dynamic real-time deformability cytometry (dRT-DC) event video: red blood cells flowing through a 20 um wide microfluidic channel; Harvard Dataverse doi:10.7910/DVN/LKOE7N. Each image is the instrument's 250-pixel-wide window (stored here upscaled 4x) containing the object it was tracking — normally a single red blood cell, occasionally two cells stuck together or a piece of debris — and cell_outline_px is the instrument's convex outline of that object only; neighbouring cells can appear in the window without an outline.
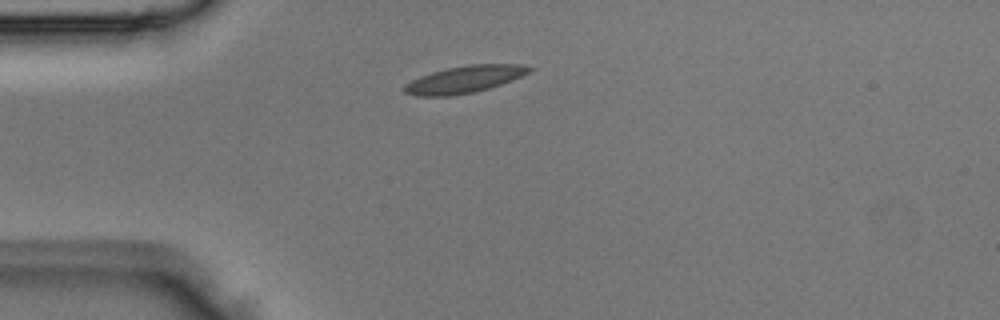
{"species": "Egyptian fruit bat (a non-hibernating species)", "species_latin": "Rousettus aegyptiacus", "temperature_condition": "room temperature", "stored_images_in_passage": 2, "camera_frame_rate_fps": 3000, "um_per_image_px": 0.085, "animal": {"sex": "male"}, "frame": {"image": 1, "passage_image": 1, "time_ms": 0.0, "image_size_px": [1000, 320], "cell_outline_px": [[536, 68], [532, 72], [512, 80], [488, 88], [472, 92], [448, 96], [416, 96], [404, 92], [404, 84], [420, 76], [432, 72], [448, 68], [468, 64], [520, 64]], "centroid_in_image_um": [39.51, 6.73], "position_along_channel_um": 45.5, "area_um2": 19.65}}